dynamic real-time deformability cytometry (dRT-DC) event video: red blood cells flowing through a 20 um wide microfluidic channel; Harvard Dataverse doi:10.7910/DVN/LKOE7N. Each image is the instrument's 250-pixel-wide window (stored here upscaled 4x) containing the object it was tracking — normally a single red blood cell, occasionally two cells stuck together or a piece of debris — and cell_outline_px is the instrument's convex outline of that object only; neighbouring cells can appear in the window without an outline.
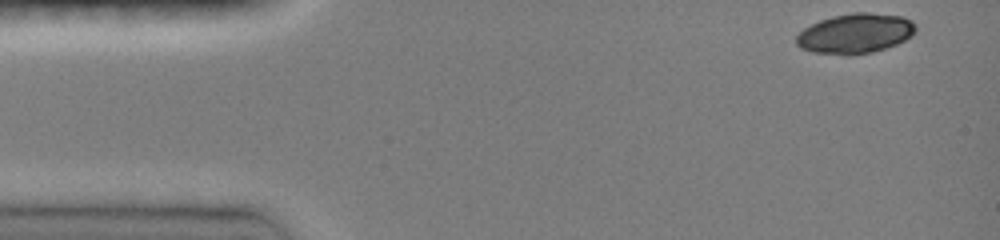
{"species": "common noctule bat (a hibernating species)", "species_latin": "Nyctalus noctula", "temperature_condition": "room temperature", "stored_images_in_passage": 15, "camera_frame_rate_fps": 3000, "um_per_image_px": 0.085, "animal": {"sex": "female", "body_mass_g": 19.0, "forearm_length_mm": 51.5}, "frame": {"image": 1, "passage_image": 1, "time_ms": 0.0, "image_size_px": [1000, 240], "cell_outline_px": [[916, 32], [912, 36], [896, 44], [872, 52], [848, 56], [812, 52], [800, 48], [796, 44], [796, 36], [804, 28], [820, 20], [832, 16], [852, 12], [868, 12], [900, 16], [912, 20], [916, 24]], "centroid_in_image_um": [72.69, 2.85], "position_along_channel_um": 12.3, "area_um2": 27.98}}
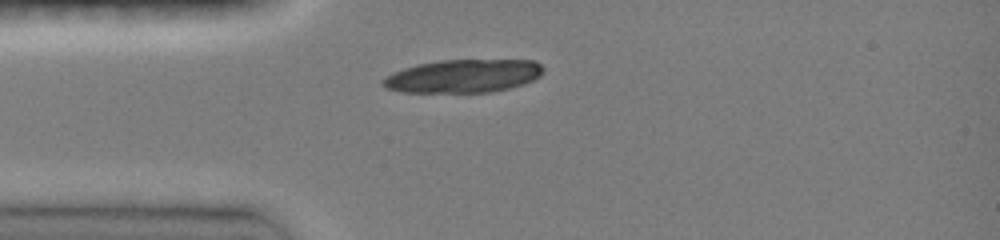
{"frame": {"image": 2, "passage_image": 7, "time_ms": 3.0, "image_size_px": [1000, 240], "cell_outline_px": [[544, 72], [540, 76], [524, 84], [492, 92], [400, 92], [384, 88], [380, 84], [380, 80], [392, 72], [416, 64], [440, 60], [536, 60], [544, 68]], "centroid_in_image_um": [39.34, 6.46], "position_along_channel_um": 45.7, "area_um2": 31.33}}